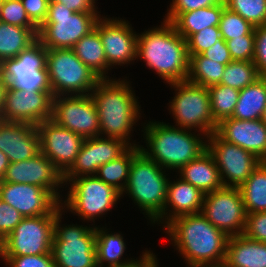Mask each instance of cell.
I'll list each match as a JSON object with an SVG mask.
<instances>
[{"label":"cell","mask_w":266,"mask_h":267,"mask_svg":"<svg viewBox=\"0 0 266 267\" xmlns=\"http://www.w3.org/2000/svg\"><path fill=\"white\" fill-rule=\"evenodd\" d=\"M164 228L190 267L224 265L229 236L201 213L178 216Z\"/></svg>","instance_id":"1"},{"label":"cell","mask_w":266,"mask_h":267,"mask_svg":"<svg viewBox=\"0 0 266 267\" xmlns=\"http://www.w3.org/2000/svg\"><path fill=\"white\" fill-rule=\"evenodd\" d=\"M137 57L166 83L186 81L189 74V56L186 40L171 22L153 28L137 37Z\"/></svg>","instance_id":"2"},{"label":"cell","mask_w":266,"mask_h":267,"mask_svg":"<svg viewBox=\"0 0 266 267\" xmlns=\"http://www.w3.org/2000/svg\"><path fill=\"white\" fill-rule=\"evenodd\" d=\"M90 96L98 111L100 134L122 139L131 146L128 141L130 131L141 113L129 82L125 79L109 80V77L100 79Z\"/></svg>","instance_id":"3"},{"label":"cell","mask_w":266,"mask_h":267,"mask_svg":"<svg viewBox=\"0 0 266 267\" xmlns=\"http://www.w3.org/2000/svg\"><path fill=\"white\" fill-rule=\"evenodd\" d=\"M144 128L148 150L139 146L140 151L162 168L179 170L207 150V141L190 130L156 121Z\"/></svg>","instance_id":"4"},{"label":"cell","mask_w":266,"mask_h":267,"mask_svg":"<svg viewBox=\"0 0 266 267\" xmlns=\"http://www.w3.org/2000/svg\"><path fill=\"white\" fill-rule=\"evenodd\" d=\"M160 165L141 151L132 159L128 182L121 193H128L151 222H161L167 200L168 178Z\"/></svg>","instance_id":"5"},{"label":"cell","mask_w":266,"mask_h":267,"mask_svg":"<svg viewBox=\"0 0 266 267\" xmlns=\"http://www.w3.org/2000/svg\"><path fill=\"white\" fill-rule=\"evenodd\" d=\"M98 13L74 12L64 4L49 2L46 19L38 28L37 39L47 49H72L95 29Z\"/></svg>","instance_id":"6"},{"label":"cell","mask_w":266,"mask_h":267,"mask_svg":"<svg viewBox=\"0 0 266 267\" xmlns=\"http://www.w3.org/2000/svg\"><path fill=\"white\" fill-rule=\"evenodd\" d=\"M46 68L54 97L90 95L101 79L73 49H47Z\"/></svg>","instance_id":"7"},{"label":"cell","mask_w":266,"mask_h":267,"mask_svg":"<svg viewBox=\"0 0 266 267\" xmlns=\"http://www.w3.org/2000/svg\"><path fill=\"white\" fill-rule=\"evenodd\" d=\"M61 210L56 214L51 246L55 267H98L95 227H61Z\"/></svg>","instance_id":"8"},{"label":"cell","mask_w":266,"mask_h":267,"mask_svg":"<svg viewBox=\"0 0 266 267\" xmlns=\"http://www.w3.org/2000/svg\"><path fill=\"white\" fill-rule=\"evenodd\" d=\"M177 91L170 102V110L179 128L191 130L199 129L208 137L215 132L217 123L211 110V99L208 87L199 86L191 82L181 81L170 83Z\"/></svg>","instance_id":"9"},{"label":"cell","mask_w":266,"mask_h":267,"mask_svg":"<svg viewBox=\"0 0 266 267\" xmlns=\"http://www.w3.org/2000/svg\"><path fill=\"white\" fill-rule=\"evenodd\" d=\"M47 48L36 39L15 58L0 63L7 87L27 92L52 91L46 68Z\"/></svg>","instance_id":"10"},{"label":"cell","mask_w":266,"mask_h":267,"mask_svg":"<svg viewBox=\"0 0 266 267\" xmlns=\"http://www.w3.org/2000/svg\"><path fill=\"white\" fill-rule=\"evenodd\" d=\"M61 203L50 213L25 217L15 229L0 242V256L41 255L51 252L54 224Z\"/></svg>","instance_id":"11"},{"label":"cell","mask_w":266,"mask_h":267,"mask_svg":"<svg viewBox=\"0 0 266 267\" xmlns=\"http://www.w3.org/2000/svg\"><path fill=\"white\" fill-rule=\"evenodd\" d=\"M70 191L67 200L61 203L62 208L77 213L81 219L94 222L95 217L104 215L115 206L121 192L112 185L106 184L95 175H84L69 181ZM67 202V203H66Z\"/></svg>","instance_id":"12"},{"label":"cell","mask_w":266,"mask_h":267,"mask_svg":"<svg viewBox=\"0 0 266 267\" xmlns=\"http://www.w3.org/2000/svg\"><path fill=\"white\" fill-rule=\"evenodd\" d=\"M201 214L228 236L244 232L247 213L238 187H222L205 194Z\"/></svg>","instance_id":"13"},{"label":"cell","mask_w":266,"mask_h":267,"mask_svg":"<svg viewBox=\"0 0 266 267\" xmlns=\"http://www.w3.org/2000/svg\"><path fill=\"white\" fill-rule=\"evenodd\" d=\"M51 120L84 139L101 136L98 111L90 95L54 97Z\"/></svg>","instance_id":"14"},{"label":"cell","mask_w":266,"mask_h":267,"mask_svg":"<svg viewBox=\"0 0 266 267\" xmlns=\"http://www.w3.org/2000/svg\"><path fill=\"white\" fill-rule=\"evenodd\" d=\"M206 141L207 150L214 157L224 187L239 188L262 162L251 152L222 140L215 132Z\"/></svg>","instance_id":"15"},{"label":"cell","mask_w":266,"mask_h":267,"mask_svg":"<svg viewBox=\"0 0 266 267\" xmlns=\"http://www.w3.org/2000/svg\"><path fill=\"white\" fill-rule=\"evenodd\" d=\"M52 91L27 92L7 87L0 119L37 126L52 117Z\"/></svg>","instance_id":"16"},{"label":"cell","mask_w":266,"mask_h":267,"mask_svg":"<svg viewBox=\"0 0 266 267\" xmlns=\"http://www.w3.org/2000/svg\"><path fill=\"white\" fill-rule=\"evenodd\" d=\"M103 137V138H102ZM130 145L119 138L97 136L84 139L75 162L63 174V183L84 175H95L103 164L121 156Z\"/></svg>","instance_id":"17"},{"label":"cell","mask_w":266,"mask_h":267,"mask_svg":"<svg viewBox=\"0 0 266 267\" xmlns=\"http://www.w3.org/2000/svg\"><path fill=\"white\" fill-rule=\"evenodd\" d=\"M36 127L40 136V151L64 174L75 162L84 138L51 119Z\"/></svg>","instance_id":"18"},{"label":"cell","mask_w":266,"mask_h":267,"mask_svg":"<svg viewBox=\"0 0 266 267\" xmlns=\"http://www.w3.org/2000/svg\"><path fill=\"white\" fill-rule=\"evenodd\" d=\"M104 18L98 19L95 29L100 34L109 67L136 60L138 35L129 23L121 19Z\"/></svg>","instance_id":"19"},{"label":"cell","mask_w":266,"mask_h":267,"mask_svg":"<svg viewBox=\"0 0 266 267\" xmlns=\"http://www.w3.org/2000/svg\"><path fill=\"white\" fill-rule=\"evenodd\" d=\"M2 181L36 185L48 190L60 203L63 201L57 192L64 184L63 174L41 151L25 161L10 163Z\"/></svg>","instance_id":"20"},{"label":"cell","mask_w":266,"mask_h":267,"mask_svg":"<svg viewBox=\"0 0 266 267\" xmlns=\"http://www.w3.org/2000/svg\"><path fill=\"white\" fill-rule=\"evenodd\" d=\"M0 199L25 217L50 214L60 202L46 189L26 183L0 181Z\"/></svg>","instance_id":"21"},{"label":"cell","mask_w":266,"mask_h":267,"mask_svg":"<svg viewBox=\"0 0 266 267\" xmlns=\"http://www.w3.org/2000/svg\"><path fill=\"white\" fill-rule=\"evenodd\" d=\"M215 133L224 141L235 144L259 160L266 161V126L262 119L227 118L217 124Z\"/></svg>","instance_id":"22"},{"label":"cell","mask_w":266,"mask_h":267,"mask_svg":"<svg viewBox=\"0 0 266 267\" xmlns=\"http://www.w3.org/2000/svg\"><path fill=\"white\" fill-rule=\"evenodd\" d=\"M0 151L10 163L25 161L40 152V136L36 126L0 119Z\"/></svg>","instance_id":"23"},{"label":"cell","mask_w":266,"mask_h":267,"mask_svg":"<svg viewBox=\"0 0 266 267\" xmlns=\"http://www.w3.org/2000/svg\"><path fill=\"white\" fill-rule=\"evenodd\" d=\"M204 198L205 194L201 190L181 178L176 182L169 181L162 220H167L165 221L167 224L172 219L181 215L201 213ZM170 206L173 211L167 209ZM167 210L171 212H169V216L168 212H166Z\"/></svg>","instance_id":"24"},{"label":"cell","mask_w":266,"mask_h":267,"mask_svg":"<svg viewBox=\"0 0 266 267\" xmlns=\"http://www.w3.org/2000/svg\"><path fill=\"white\" fill-rule=\"evenodd\" d=\"M179 172L182 180L189 182L204 194L224 187L214 157L208 150L181 167Z\"/></svg>","instance_id":"25"},{"label":"cell","mask_w":266,"mask_h":267,"mask_svg":"<svg viewBox=\"0 0 266 267\" xmlns=\"http://www.w3.org/2000/svg\"><path fill=\"white\" fill-rule=\"evenodd\" d=\"M225 267H266V243L242 235L229 236Z\"/></svg>","instance_id":"26"},{"label":"cell","mask_w":266,"mask_h":267,"mask_svg":"<svg viewBox=\"0 0 266 267\" xmlns=\"http://www.w3.org/2000/svg\"><path fill=\"white\" fill-rule=\"evenodd\" d=\"M224 0L215 6L180 13L171 23L176 31L187 40L206 27L218 26L225 8Z\"/></svg>","instance_id":"27"},{"label":"cell","mask_w":266,"mask_h":267,"mask_svg":"<svg viewBox=\"0 0 266 267\" xmlns=\"http://www.w3.org/2000/svg\"><path fill=\"white\" fill-rule=\"evenodd\" d=\"M266 106V77L241 89L231 118L238 120L261 119Z\"/></svg>","instance_id":"28"},{"label":"cell","mask_w":266,"mask_h":267,"mask_svg":"<svg viewBox=\"0 0 266 267\" xmlns=\"http://www.w3.org/2000/svg\"><path fill=\"white\" fill-rule=\"evenodd\" d=\"M77 57L101 79L107 78L110 69L106 61L104 47L100 34L93 29L88 35L83 36L72 48Z\"/></svg>","instance_id":"29"},{"label":"cell","mask_w":266,"mask_h":267,"mask_svg":"<svg viewBox=\"0 0 266 267\" xmlns=\"http://www.w3.org/2000/svg\"><path fill=\"white\" fill-rule=\"evenodd\" d=\"M38 28H25L0 21V63L15 58L36 39Z\"/></svg>","instance_id":"30"},{"label":"cell","mask_w":266,"mask_h":267,"mask_svg":"<svg viewBox=\"0 0 266 267\" xmlns=\"http://www.w3.org/2000/svg\"><path fill=\"white\" fill-rule=\"evenodd\" d=\"M96 256L98 267H103L106 262L108 267H123L132 264L136 260L122 261L126 244L123 236L118 233H108L103 228L95 227Z\"/></svg>","instance_id":"31"},{"label":"cell","mask_w":266,"mask_h":267,"mask_svg":"<svg viewBox=\"0 0 266 267\" xmlns=\"http://www.w3.org/2000/svg\"><path fill=\"white\" fill-rule=\"evenodd\" d=\"M246 213L266 212V161L239 187Z\"/></svg>","instance_id":"32"},{"label":"cell","mask_w":266,"mask_h":267,"mask_svg":"<svg viewBox=\"0 0 266 267\" xmlns=\"http://www.w3.org/2000/svg\"><path fill=\"white\" fill-rule=\"evenodd\" d=\"M139 146L133 143L121 156L100 166L95 176L122 193L128 182L132 159L140 152Z\"/></svg>","instance_id":"33"},{"label":"cell","mask_w":266,"mask_h":267,"mask_svg":"<svg viewBox=\"0 0 266 267\" xmlns=\"http://www.w3.org/2000/svg\"><path fill=\"white\" fill-rule=\"evenodd\" d=\"M225 66L206 58L202 54L192 55L189 57L187 81L204 87L220 84Z\"/></svg>","instance_id":"34"},{"label":"cell","mask_w":266,"mask_h":267,"mask_svg":"<svg viewBox=\"0 0 266 267\" xmlns=\"http://www.w3.org/2000/svg\"><path fill=\"white\" fill-rule=\"evenodd\" d=\"M208 89L214 121L218 124L224 119L231 118L240 91L222 84L212 85Z\"/></svg>","instance_id":"35"},{"label":"cell","mask_w":266,"mask_h":267,"mask_svg":"<svg viewBox=\"0 0 266 267\" xmlns=\"http://www.w3.org/2000/svg\"><path fill=\"white\" fill-rule=\"evenodd\" d=\"M259 78L257 67L252 61H232L225 66L220 84L240 91Z\"/></svg>","instance_id":"36"},{"label":"cell","mask_w":266,"mask_h":267,"mask_svg":"<svg viewBox=\"0 0 266 267\" xmlns=\"http://www.w3.org/2000/svg\"><path fill=\"white\" fill-rule=\"evenodd\" d=\"M224 3L254 27L266 25V0H224Z\"/></svg>","instance_id":"37"},{"label":"cell","mask_w":266,"mask_h":267,"mask_svg":"<svg viewBox=\"0 0 266 267\" xmlns=\"http://www.w3.org/2000/svg\"><path fill=\"white\" fill-rule=\"evenodd\" d=\"M218 27L221 37L225 41L240 37L241 35H248L254 29V26L242 16L229 10L227 7L223 10Z\"/></svg>","instance_id":"38"},{"label":"cell","mask_w":266,"mask_h":267,"mask_svg":"<svg viewBox=\"0 0 266 267\" xmlns=\"http://www.w3.org/2000/svg\"><path fill=\"white\" fill-rule=\"evenodd\" d=\"M0 21L25 28H37L28 18L21 0H2Z\"/></svg>","instance_id":"39"},{"label":"cell","mask_w":266,"mask_h":267,"mask_svg":"<svg viewBox=\"0 0 266 267\" xmlns=\"http://www.w3.org/2000/svg\"><path fill=\"white\" fill-rule=\"evenodd\" d=\"M221 38L218 26L206 27L195 34H192L186 40L188 56L202 54Z\"/></svg>","instance_id":"40"},{"label":"cell","mask_w":266,"mask_h":267,"mask_svg":"<svg viewBox=\"0 0 266 267\" xmlns=\"http://www.w3.org/2000/svg\"><path fill=\"white\" fill-rule=\"evenodd\" d=\"M233 61H253L255 34L254 29L248 35H241L226 41Z\"/></svg>","instance_id":"41"},{"label":"cell","mask_w":266,"mask_h":267,"mask_svg":"<svg viewBox=\"0 0 266 267\" xmlns=\"http://www.w3.org/2000/svg\"><path fill=\"white\" fill-rule=\"evenodd\" d=\"M10 267H55L52 253L26 256H0Z\"/></svg>","instance_id":"42"},{"label":"cell","mask_w":266,"mask_h":267,"mask_svg":"<svg viewBox=\"0 0 266 267\" xmlns=\"http://www.w3.org/2000/svg\"><path fill=\"white\" fill-rule=\"evenodd\" d=\"M243 235L266 243V212L247 213Z\"/></svg>","instance_id":"43"},{"label":"cell","mask_w":266,"mask_h":267,"mask_svg":"<svg viewBox=\"0 0 266 267\" xmlns=\"http://www.w3.org/2000/svg\"><path fill=\"white\" fill-rule=\"evenodd\" d=\"M223 0H172L165 21L172 22L180 13L215 6Z\"/></svg>","instance_id":"44"},{"label":"cell","mask_w":266,"mask_h":267,"mask_svg":"<svg viewBox=\"0 0 266 267\" xmlns=\"http://www.w3.org/2000/svg\"><path fill=\"white\" fill-rule=\"evenodd\" d=\"M21 213L0 199V242L21 222Z\"/></svg>","instance_id":"45"},{"label":"cell","mask_w":266,"mask_h":267,"mask_svg":"<svg viewBox=\"0 0 266 267\" xmlns=\"http://www.w3.org/2000/svg\"><path fill=\"white\" fill-rule=\"evenodd\" d=\"M255 46L253 63L260 77H266V25L254 27Z\"/></svg>","instance_id":"46"},{"label":"cell","mask_w":266,"mask_h":267,"mask_svg":"<svg viewBox=\"0 0 266 267\" xmlns=\"http://www.w3.org/2000/svg\"><path fill=\"white\" fill-rule=\"evenodd\" d=\"M30 21L39 28L46 19L50 0H21Z\"/></svg>","instance_id":"47"},{"label":"cell","mask_w":266,"mask_h":267,"mask_svg":"<svg viewBox=\"0 0 266 267\" xmlns=\"http://www.w3.org/2000/svg\"><path fill=\"white\" fill-rule=\"evenodd\" d=\"M202 55L224 65H227L233 61L230 51L227 48L226 41L223 38L204 51Z\"/></svg>","instance_id":"48"},{"label":"cell","mask_w":266,"mask_h":267,"mask_svg":"<svg viewBox=\"0 0 266 267\" xmlns=\"http://www.w3.org/2000/svg\"><path fill=\"white\" fill-rule=\"evenodd\" d=\"M62 3L74 12L99 13L95 10V0H50Z\"/></svg>","instance_id":"49"},{"label":"cell","mask_w":266,"mask_h":267,"mask_svg":"<svg viewBox=\"0 0 266 267\" xmlns=\"http://www.w3.org/2000/svg\"><path fill=\"white\" fill-rule=\"evenodd\" d=\"M156 256L151 253V251H145L143 252L140 260H137L135 262H133L132 264H129L127 266H123V267H158V263L156 260L157 258H155Z\"/></svg>","instance_id":"50"},{"label":"cell","mask_w":266,"mask_h":267,"mask_svg":"<svg viewBox=\"0 0 266 267\" xmlns=\"http://www.w3.org/2000/svg\"><path fill=\"white\" fill-rule=\"evenodd\" d=\"M10 162L8 157L0 151V181L4 178Z\"/></svg>","instance_id":"51"},{"label":"cell","mask_w":266,"mask_h":267,"mask_svg":"<svg viewBox=\"0 0 266 267\" xmlns=\"http://www.w3.org/2000/svg\"><path fill=\"white\" fill-rule=\"evenodd\" d=\"M6 88H7L6 80L2 77L0 73V113L3 108L4 93H5Z\"/></svg>","instance_id":"52"},{"label":"cell","mask_w":266,"mask_h":267,"mask_svg":"<svg viewBox=\"0 0 266 267\" xmlns=\"http://www.w3.org/2000/svg\"><path fill=\"white\" fill-rule=\"evenodd\" d=\"M261 119L263 121V124L266 126V106H265L264 113Z\"/></svg>","instance_id":"53"},{"label":"cell","mask_w":266,"mask_h":267,"mask_svg":"<svg viewBox=\"0 0 266 267\" xmlns=\"http://www.w3.org/2000/svg\"><path fill=\"white\" fill-rule=\"evenodd\" d=\"M196 267H225L224 265H208V266H196Z\"/></svg>","instance_id":"54"}]
</instances>
